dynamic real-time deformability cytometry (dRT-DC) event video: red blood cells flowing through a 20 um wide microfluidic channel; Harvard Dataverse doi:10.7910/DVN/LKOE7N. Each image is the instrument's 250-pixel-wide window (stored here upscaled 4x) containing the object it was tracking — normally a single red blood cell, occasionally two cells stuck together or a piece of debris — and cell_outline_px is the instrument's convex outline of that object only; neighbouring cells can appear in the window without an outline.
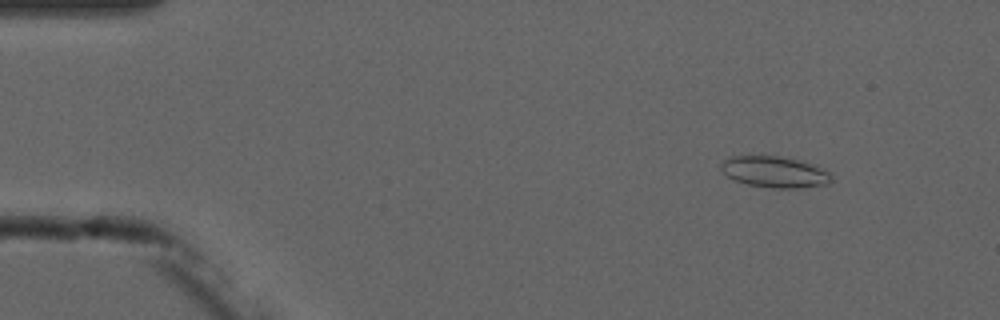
{"species": "common noctule bat (a hibernating species)", "species_latin": "Nyctalus noctula", "temperature_condition": "cold", "stored_images_in_passage": 5, "camera_frame_rate_fps": 3000, "um_per_image_px": 0.085, "animal": {"sex": "male", "forearm_length_mm": 52.5}, "frame": {"image": 1, "passage_image": 2, "time_ms": 1.0, "image_size_px": [1000, 320], "cell_outline_px": [[832, 180], [828, 184], [800, 188], [772, 188], [748, 184], [732, 180], [720, 168], [720, 164], [728, 156], [776, 156], [816, 164], [832, 172]], "centroid_in_image_um": [65.88, 14.62], "position_along_channel_um": 19.1, "area_um2": 20.29}}